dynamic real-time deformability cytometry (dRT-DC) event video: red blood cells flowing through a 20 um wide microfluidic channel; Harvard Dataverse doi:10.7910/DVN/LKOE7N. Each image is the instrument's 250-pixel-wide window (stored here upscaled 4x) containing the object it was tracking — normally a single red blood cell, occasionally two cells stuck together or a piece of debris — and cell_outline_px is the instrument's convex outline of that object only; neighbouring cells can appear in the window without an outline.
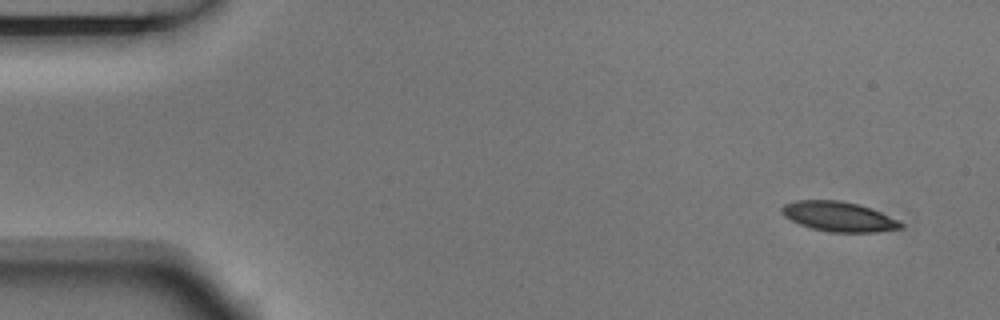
{"species": "Egyptian fruit bat (a non-hibernating species)", "species_latin": "Rousettus aegyptiacus", "temperature_condition": "room temperature", "stored_images_in_passage": 5, "camera_frame_rate_fps": 3000, "um_per_image_px": 0.085, "animal": {"sex": "male"}, "frame": {"image": 1, "passage_image": 1, "time_ms": 0.0, "image_size_px": [1000, 320], "cell_outline_px": [[904, 228], [876, 232], [828, 232], [812, 228], [800, 224], [784, 216], [780, 212], [780, 208], [784, 204], [796, 200], [840, 200], [856, 204], [880, 212], [900, 220], [904, 224]], "centroid_in_image_um": [71.3, 18.41], "position_along_channel_um": 13.7, "area_um2": 20.69}}
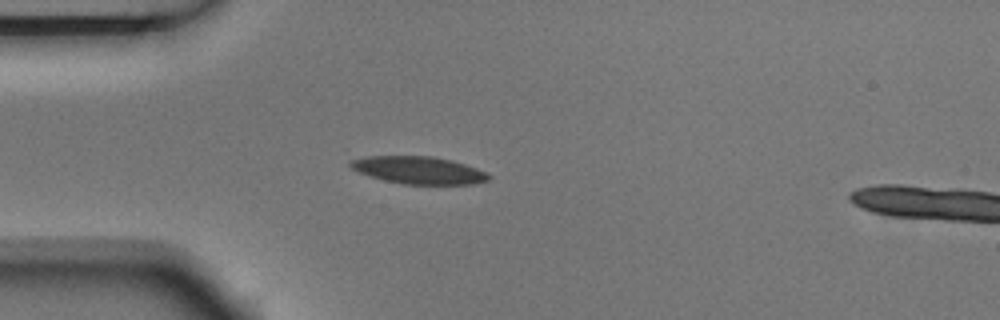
{"frame": {"image": 2, "passage_image": 4, "time_ms": 1.0, "image_size_px": [1000, 320], "cell_outline_px": [[492, 176], [488, 180], [472, 184], [404, 184], [384, 180], [356, 172], [348, 164], [352, 160], [364, 156], [432, 156], [452, 160], [476, 168]], "centroid_in_image_um": [35.55, 14.46], "position_along_channel_um": 49.4, "area_um2": 22.02}}